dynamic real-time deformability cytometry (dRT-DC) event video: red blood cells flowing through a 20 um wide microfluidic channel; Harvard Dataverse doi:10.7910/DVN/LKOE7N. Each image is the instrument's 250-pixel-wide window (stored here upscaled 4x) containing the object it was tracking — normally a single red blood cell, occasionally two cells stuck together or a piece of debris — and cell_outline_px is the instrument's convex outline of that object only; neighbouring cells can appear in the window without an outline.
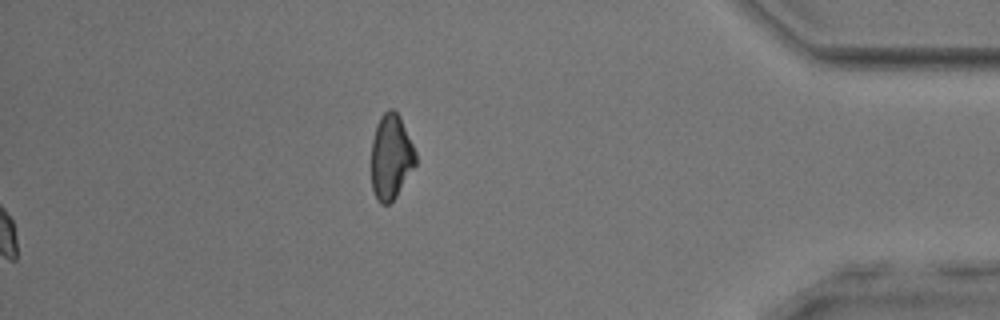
{"species": "common noctule bat (a hibernating species)", "species_latin": "Nyctalus noctula", "temperature_condition": "room temperature", "stored_images_in_passage": 50, "camera_frame_rate_fps": 3000, "um_per_image_px": 0.085, "animal": {"sex": "male", "body_mass_g": 17.9, "forearm_length_mm": 54.2}, "frame": {"image": 1, "passage_image": 50, "time_ms": 16.333, "image_size_px": [1000, 320], "cell_outline_px": [[416, 164], [396, 196], [388, 204], [380, 204], [376, 200], [372, 188], [372, 140], [376, 124], [380, 116], [388, 108], [392, 108], [400, 116], [416, 152]], "centroid_in_image_um": [33.23, 13.32], "position_along_channel_um": 402.0, "area_um2": 21.96}}